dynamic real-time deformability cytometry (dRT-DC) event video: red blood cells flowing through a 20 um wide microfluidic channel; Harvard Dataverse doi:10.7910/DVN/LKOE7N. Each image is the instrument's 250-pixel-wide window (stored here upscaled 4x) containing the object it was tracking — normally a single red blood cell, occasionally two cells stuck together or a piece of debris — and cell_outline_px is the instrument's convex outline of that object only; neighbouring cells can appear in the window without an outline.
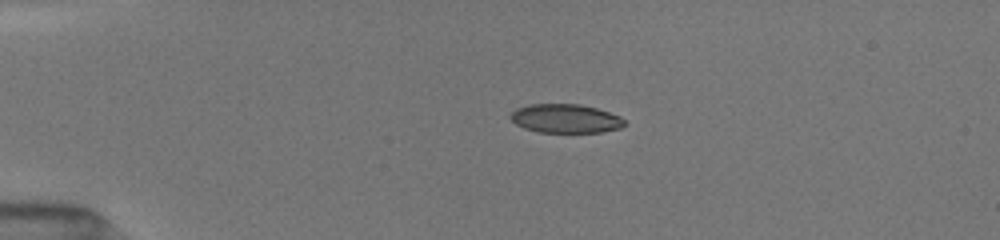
{"species": "common noctule bat (a hibernating species)", "species_latin": "Nyctalus noctula", "temperature_condition": "room temperature", "stored_images_in_passage": 36, "camera_frame_rate_fps": 3000, "um_per_image_px": 0.085, "animal": {"sex": "female", "body_mass_g": 19.5, "forearm_length_mm": 54.1}, "frame": {"image": 1, "passage_image": 3, "time_ms": 0.667, "image_size_px": [1000, 240], "cell_outline_px": [[628, 124], [620, 128], [600, 132], [540, 132], [524, 128], [516, 124], [508, 116], [516, 108], [528, 104], [580, 104], [596, 108], [620, 116]], "centroid_in_image_um": [48.06, 10.07], "position_along_channel_um": 36.9, "area_um2": 19.19}}
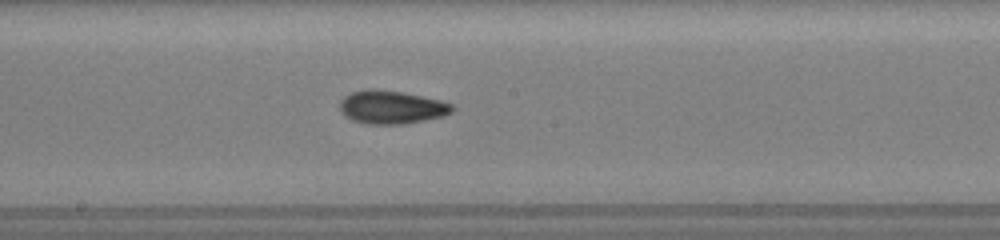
{"frame": {"image": 2, "passage_image": 20, "time_ms": 6.333, "image_size_px": [1000, 240], "cell_outline_px": [[456, 108], [452, 112], [444, 116], [424, 120], [400, 124], [368, 124], [352, 120], [344, 116], [340, 112], [340, 100], [344, 96], [352, 92], [368, 88], [376, 88], [404, 92], [440, 100], [452, 104]], "centroid_in_image_um": [33.26, 9.1], "position_along_channel_um": 214.9, "area_um2": 22.02}}
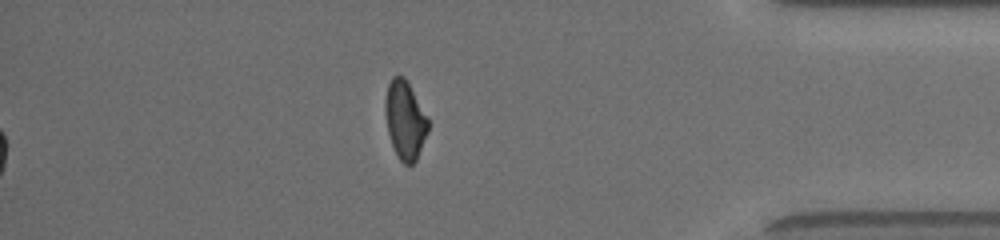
{"frame": {"image": 3, "passage_image": 36, "time_ms": 11.667, "image_size_px": [1000, 240], "cell_outline_px": [[428, 132], [416, 160], [412, 164], [404, 164], [400, 160], [392, 144], [388, 132], [384, 112], [384, 100], [388, 84], [392, 76], [404, 76], [428, 120]], "centroid_in_image_um": [34.4, 10.2], "position_along_channel_um": 400.8, "area_um2": 19.25}, "authors_computed_cell_mechanics": {"area_um2": 20.519, "velocity_mm_per_s": 4.0397, "shape_relaxation_time_tau1_ms": 8.4796, "shape_relaxation_time_tau2_ms": 3.1404, "deformation_change_tau1": 0.2137, "deformation_change_tau2": 0.0907}}